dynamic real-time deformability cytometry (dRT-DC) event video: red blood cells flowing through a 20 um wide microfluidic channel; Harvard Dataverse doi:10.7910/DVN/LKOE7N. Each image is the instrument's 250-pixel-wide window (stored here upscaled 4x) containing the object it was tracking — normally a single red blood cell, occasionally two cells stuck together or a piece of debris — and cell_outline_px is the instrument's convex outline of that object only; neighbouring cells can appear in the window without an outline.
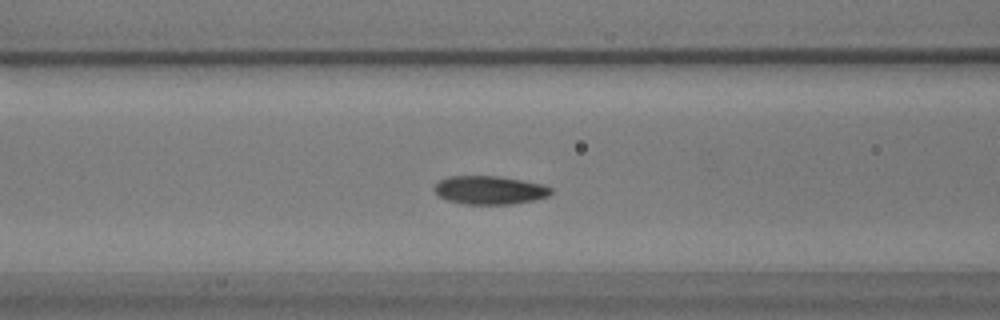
{"species": "common noctule bat (a hibernating species)", "species_latin": "Nyctalus noctula", "temperature_condition": "warm", "stored_images_in_passage": 55, "camera_frame_rate_fps": 3000, "um_per_image_px": 0.085, "animal": {"sex": "male", "body_mass_g": 17.9}, "frame": {"image": 1, "passage_image": 19, "time_ms": 6.0, "image_size_px": [1000, 320], "cell_outline_px": [[552, 192], [548, 196], [532, 200], [512, 204], [464, 204], [448, 200], [440, 196], [432, 188], [440, 180], [448, 176], [496, 176], [544, 184], [552, 188]], "centroid_in_image_um": [41.62, 16.15], "position_along_channel_um": 125.0, "area_um2": 19.19}}
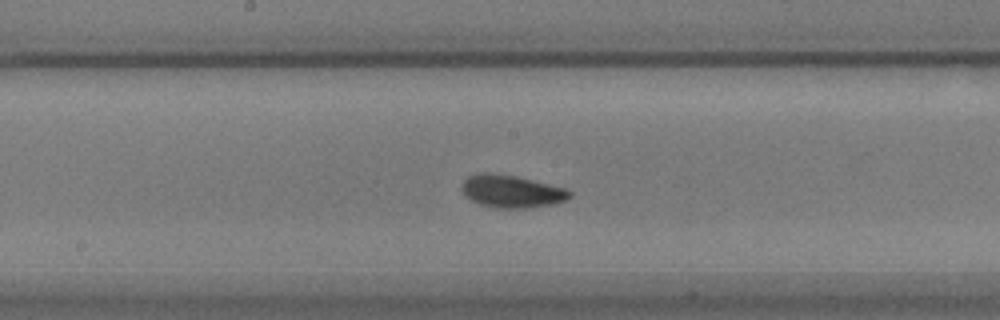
{"frame": {"image": 2, "passage_image": 26, "time_ms": 8.333, "image_size_px": [1000, 320], "cell_outline_px": [[572, 196], [564, 200], [552, 204], [532, 208], [496, 208], [480, 204], [464, 196], [460, 188], [464, 180], [468, 176], [480, 172], [488, 172], [516, 176], [564, 188], [572, 192]], "centroid_in_image_um": [43.44, 16.26], "position_along_channel_um": 204.8, "area_um2": 20.52}}
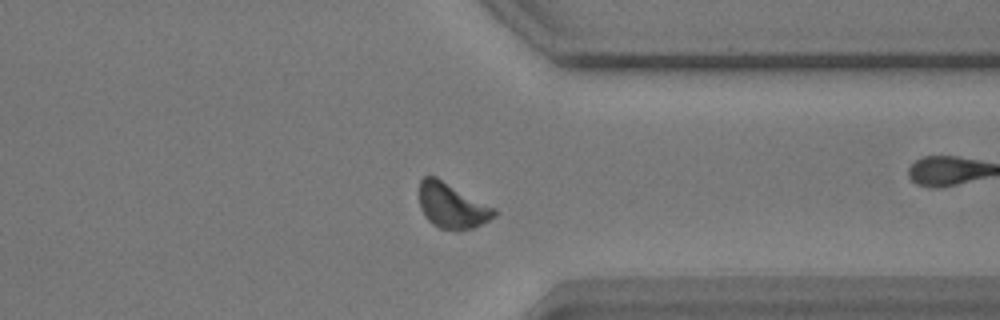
{"frame": {"image": 3, "passage_image": 41, "time_ms": 13.333, "image_size_px": [1000, 320], "cell_outline_px": [[496, 216], [472, 228], [440, 228], [432, 224], [424, 216], [420, 208], [420, 180], [424, 176], [436, 176], [496, 208]], "centroid_in_image_um": [38.4, 17.45], "position_along_channel_um": 373.0, "area_um2": 19.48}, "authors_computed_cell_mechanics": {"area_um2": 19.074, "velocity_mm_per_s": 3.4238, "shape_relaxation_time_tau1_ms": null, "shape_relaxation_time_tau2_ms": 3.8904, "deformation_change_tau1": null, "deformation_change_tau2": 0.0709}}